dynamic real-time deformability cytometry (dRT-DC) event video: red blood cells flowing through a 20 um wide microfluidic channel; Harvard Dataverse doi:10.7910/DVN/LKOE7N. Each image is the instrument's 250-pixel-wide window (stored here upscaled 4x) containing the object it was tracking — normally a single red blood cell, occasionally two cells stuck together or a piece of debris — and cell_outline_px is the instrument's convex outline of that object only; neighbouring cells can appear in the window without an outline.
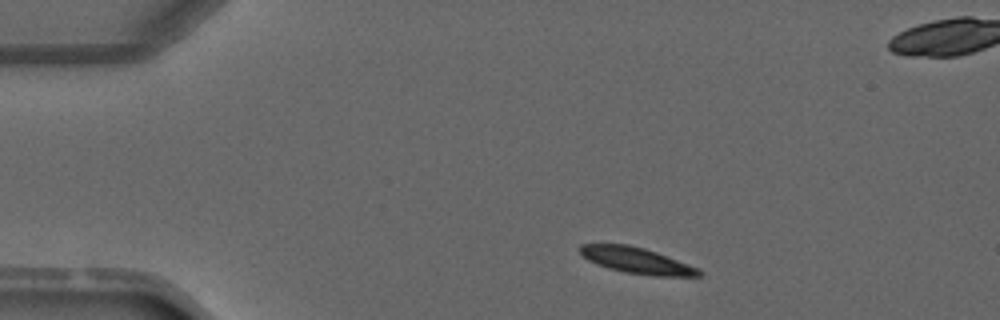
{"species": "common noctule bat (a hibernating species)", "species_latin": "Nyctalus noctula", "temperature_condition": "warm", "stored_images_in_passage": 5, "camera_frame_rate_fps": 3000, "um_per_image_px": 0.085, "animal": {"sex": "male", "forearm_length_mm": 52.5}, "frame": {"image": 1, "passage_image": 1, "time_ms": 0.0, "image_size_px": [1000, 320], "cell_outline_px": [[704, 276], [656, 276], [624, 272], [608, 268], [588, 260], [580, 252], [580, 244], [628, 244], [644, 248], [656, 252], [700, 268], [704, 272]], "centroid_in_image_um": [54.18, 22.15], "position_along_channel_um": 30.8, "area_um2": 18.03}}